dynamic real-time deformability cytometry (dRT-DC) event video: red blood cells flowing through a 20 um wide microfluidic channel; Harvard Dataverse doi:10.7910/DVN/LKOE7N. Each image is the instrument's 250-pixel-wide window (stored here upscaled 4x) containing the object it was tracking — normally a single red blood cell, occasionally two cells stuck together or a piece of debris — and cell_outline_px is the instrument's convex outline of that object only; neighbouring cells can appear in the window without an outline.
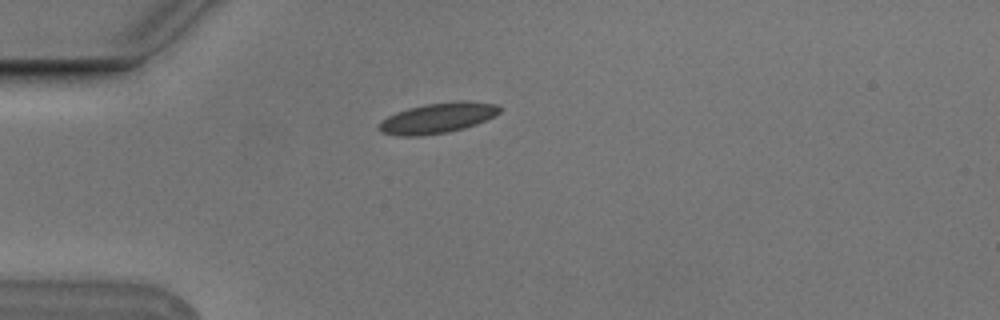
{"species": "Egyptian fruit bat (a non-hibernating species)", "species_latin": "Rousettus aegyptiacus", "temperature_condition": "cold", "stored_images_in_passage": 1, "camera_frame_rate_fps": 3000, "um_per_image_px": 0.085, "animal": {"sex": "male"}, "frame": {"image": 1, "passage_image": 1, "time_ms": 0.0, "image_size_px": [1000, 320], "cell_outline_px": [[500, 112], [496, 116], [476, 124], [464, 128], [448, 132], [416, 136], [396, 136], [380, 132], [376, 128], [380, 120], [396, 112], [408, 108], [428, 104], [460, 100], [464, 100], [496, 104], [500, 108]], "centroid_in_image_um": [37.16, 10.04], "position_along_channel_um": 47.8, "area_um2": 21.5}}